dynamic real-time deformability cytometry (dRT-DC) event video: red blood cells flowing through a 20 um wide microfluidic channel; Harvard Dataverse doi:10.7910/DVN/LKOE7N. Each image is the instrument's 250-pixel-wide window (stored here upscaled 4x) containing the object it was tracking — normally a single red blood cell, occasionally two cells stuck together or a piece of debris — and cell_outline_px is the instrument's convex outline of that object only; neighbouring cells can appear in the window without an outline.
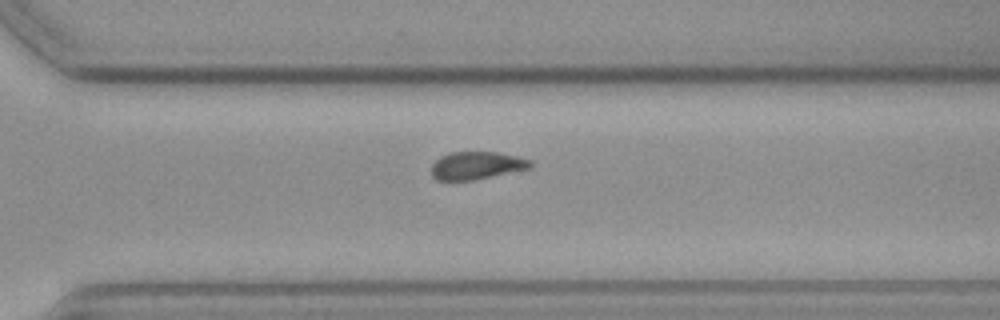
{"species": "common noctule bat (a hibernating species)", "species_latin": "Nyctalus noctula", "temperature_condition": "cold", "stored_images_in_passage": 11, "camera_frame_rate_fps": 3000, "um_per_image_px": 0.085, "animal": {"sex": "female", "body_mass_g": 19.3, "forearm_length_mm": 54.1}, "frame": {"image": 1, "passage_image": 11, "time_ms": 12.667, "image_size_px": [1000, 320], "cell_outline_px": [[532, 168], [476, 180], [436, 180], [432, 176], [432, 164], [440, 156], [452, 152], [496, 152], [516, 156], [532, 160]], "centroid_in_image_um": [40.53, 14.07], "position_along_channel_um": 330.1, "area_um2": 16.13}}